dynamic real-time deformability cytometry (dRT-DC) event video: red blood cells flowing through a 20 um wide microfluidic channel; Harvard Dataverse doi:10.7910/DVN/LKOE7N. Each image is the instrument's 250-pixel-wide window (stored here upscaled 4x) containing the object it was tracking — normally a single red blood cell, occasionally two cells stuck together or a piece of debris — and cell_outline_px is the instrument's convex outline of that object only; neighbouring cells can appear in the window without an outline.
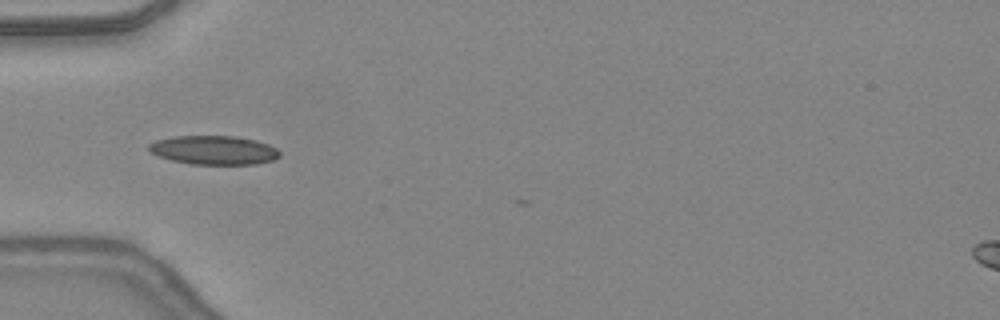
{"species": "common noctule bat (a hibernating species)", "species_latin": "Nyctalus noctula", "temperature_condition": "warm", "stored_images_in_passage": 4, "camera_frame_rate_fps": 3000, "um_per_image_px": 0.085, "animal": {"sex": "female", "body_mass_g": 24.6, "forearm_length_mm": 56.2}, "frame": {"image": 1, "passage_image": 2, "time_ms": 0.333, "image_size_px": [1000, 320], "cell_outline_px": [[280, 156], [272, 160], [256, 164], [192, 164], [172, 160], [148, 152], [148, 144], [156, 140], [172, 136], [236, 136], [256, 140], [268, 144], [276, 148], [280, 152]], "centroid_in_image_um": [18.16, 12.75], "position_along_channel_um": 66.8, "area_um2": 22.08}}